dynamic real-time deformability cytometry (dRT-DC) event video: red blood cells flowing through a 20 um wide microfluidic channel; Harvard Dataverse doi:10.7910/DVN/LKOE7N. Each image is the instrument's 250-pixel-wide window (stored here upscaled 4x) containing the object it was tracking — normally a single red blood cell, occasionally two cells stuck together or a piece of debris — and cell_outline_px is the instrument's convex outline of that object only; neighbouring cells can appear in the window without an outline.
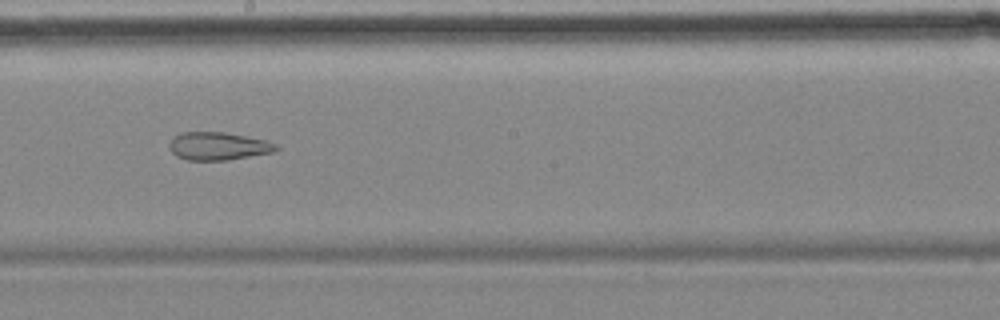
{"species": "common noctule bat (a hibernating species)", "species_latin": "Nyctalus noctula", "temperature_condition": "cold", "stored_images_in_passage": 14, "camera_frame_rate_fps": 3000, "um_per_image_px": 0.085, "animal": {"sex": "female", "body_mass_g": 18.4}, "frame": {"image": 1, "passage_image": 8, "time_ms": 9.0, "image_size_px": [1000, 320], "cell_outline_px": [[280, 148], [272, 152], [228, 160], [188, 160], [176, 156], [168, 148], [168, 144], [176, 136], [184, 132], [224, 132], [268, 140], [276, 144]], "centroid_in_image_um": [18.56, 12.42], "position_along_channel_um": 229.6, "area_um2": 17.34}, "authors_computed_cell_mechanics": {"area_um2": 23.6691, "velocity_mm_per_s": 3.53, "shape_relaxation_time_tau1_ms": null, "shape_relaxation_time_tau2_ms": 1.8964, "deformation_change_tau1": null, "deformation_change_tau2": 0.0846}}